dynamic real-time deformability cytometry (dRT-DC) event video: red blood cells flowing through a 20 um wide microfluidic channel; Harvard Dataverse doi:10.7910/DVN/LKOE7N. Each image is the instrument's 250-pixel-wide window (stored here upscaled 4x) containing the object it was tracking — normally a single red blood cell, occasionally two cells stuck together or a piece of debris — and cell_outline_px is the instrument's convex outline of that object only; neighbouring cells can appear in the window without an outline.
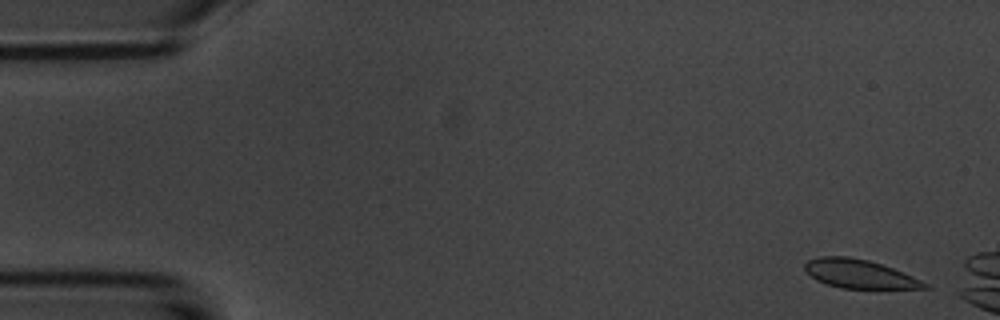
{"species": "common noctule bat (a hibernating species)", "species_latin": "Nyctalus noctula", "temperature_condition": "room temperature", "stored_images_in_passage": 4, "camera_frame_rate_fps": 3000, "um_per_image_px": 0.085, "animal": {"sex": "male", "body_mass_g": 20.1, "forearm_length_mm": 53.5}, "frame": {"image": 1, "passage_image": 1, "time_ms": 0.0, "image_size_px": [1000, 320], "cell_outline_px": [[932, 288], [840, 288], [816, 280], [804, 268], [804, 264], [808, 260], [820, 256], [848, 256], [868, 260], [892, 268], [912, 276], [928, 284]], "centroid_in_image_um": [73.03, 23.27], "position_along_channel_um": 12.0, "area_um2": 19.71}}